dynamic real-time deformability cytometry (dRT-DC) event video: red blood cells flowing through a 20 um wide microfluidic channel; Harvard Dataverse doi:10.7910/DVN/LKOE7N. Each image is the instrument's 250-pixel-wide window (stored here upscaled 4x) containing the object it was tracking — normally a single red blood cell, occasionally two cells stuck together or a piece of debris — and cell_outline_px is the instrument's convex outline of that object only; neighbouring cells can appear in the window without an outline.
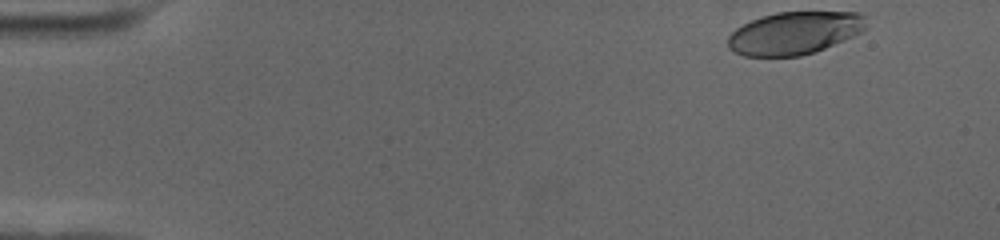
{"species": "human", "species_latin": "Homo sapiens", "temperature_condition": "cold", "stored_images_in_passage": 30, "camera_frame_rate_fps": 3000, "um_per_image_px": 0.085, "donor": {"sex": "female"}, "frame": {"image": 1, "passage_image": 1, "time_ms": 0.0, "image_size_px": [1000, 240], "cell_outline_px": [[868, 28], [864, 32], [816, 52], [800, 56], [744, 56], [732, 52], [728, 48], [728, 36], [736, 28], [752, 20], [776, 12], [860, 12], [864, 16]], "centroid_in_image_um": [67.57, 2.82], "position_along_channel_um": 17.4, "area_um2": 34.74}}
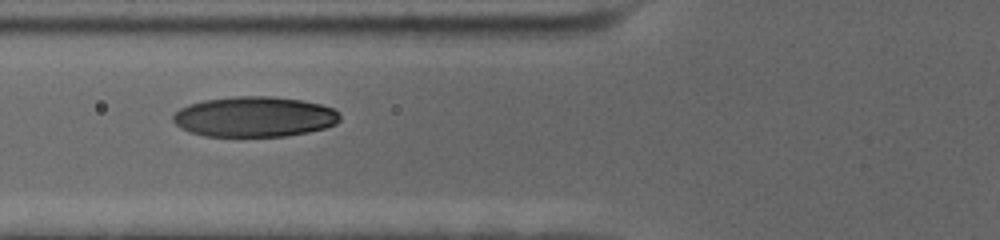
{"frame": {"image": 2, "passage_image": 18, "time_ms": 5.667, "image_size_px": [1000, 240], "cell_outline_px": [[340, 120], [336, 124], [324, 128], [308, 132], [284, 136], [204, 136], [188, 132], [180, 128], [172, 120], [172, 116], [180, 108], [188, 104], [204, 100], [232, 96], [272, 96], [300, 100], [320, 104], [332, 108], [340, 112]], "centroid_in_image_um": [21.6, 9.92], "position_along_channel_um": 104.2, "area_um2": 39.42}}
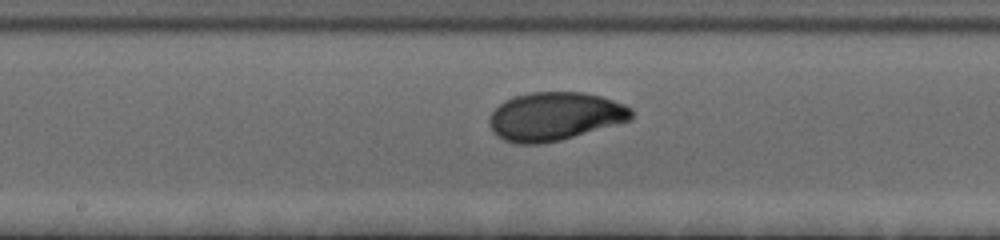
{"frame": {"image": 3, "passage_image": 26, "time_ms": 8.333, "image_size_px": [1000, 240], "cell_outline_px": [[632, 120], [560, 140], [540, 144], [516, 144], [504, 140], [496, 136], [492, 132], [488, 124], [488, 120], [492, 112], [504, 100], [512, 96], [528, 92], [584, 92], [600, 96], [624, 104], [632, 108]], "centroid_in_image_um": [47.12, 9.89], "position_along_channel_um": 201.1, "area_um2": 40.34}}